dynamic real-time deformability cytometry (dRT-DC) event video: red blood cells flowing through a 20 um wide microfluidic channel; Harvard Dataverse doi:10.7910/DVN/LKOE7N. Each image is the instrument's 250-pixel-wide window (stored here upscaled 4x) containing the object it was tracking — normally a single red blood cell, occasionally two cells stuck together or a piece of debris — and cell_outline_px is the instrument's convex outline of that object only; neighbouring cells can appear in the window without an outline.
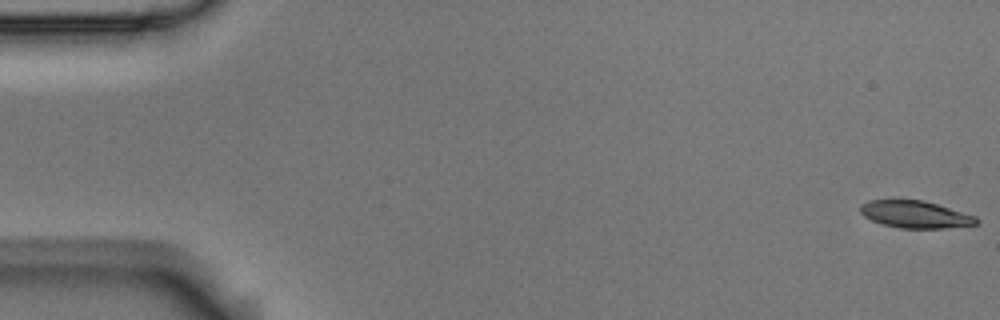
{"species": "Egyptian fruit bat (a non-hibernating species)", "species_latin": "Rousettus aegyptiacus", "temperature_condition": "room temperature", "stored_images_in_passage": 5, "camera_frame_rate_fps": 3000, "um_per_image_px": 0.085, "animal": {"sex": "male"}, "frame": {"image": 1, "passage_image": 1, "time_ms": 0.0, "image_size_px": [1000, 320], "cell_outline_px": [[980, 220], [976, 224], [944, 228], [900, 228], [884, 224], [872, 220], [864, 216], [860, 212], [860, 204], [868, 200], [924, 200], [976, 216]], "centroid_in_image_um": [77.79, 18.22], "position_along_channel_um": 7.2, "area_um2": 18.26}}
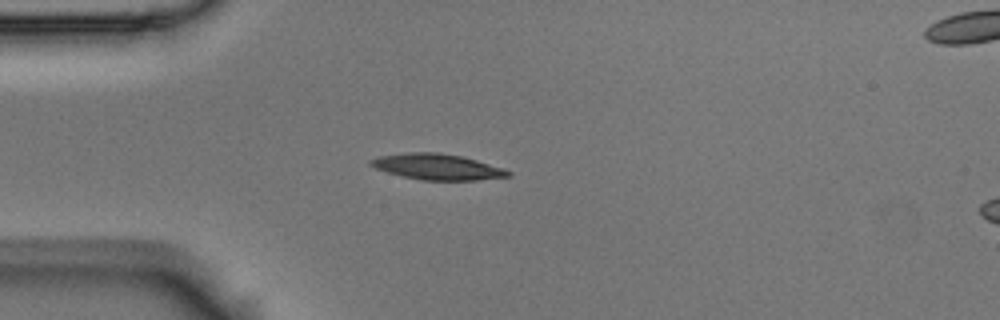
{"frame": {"image": 2, "passage_image": 4, "time_ms": 1.0, "image_size_px": [1000, 320], "cell_outline_px": [[512, 172], [508, 176], [476, 180], [420, 180], [388, 172], [376, 168], [368, 164], [368, 160], [380, 156], [408, 152], [440, 152], [460, 156], [476, 160], [504, 168]], "centroid_in_image_um": [37.15, 14.17], "position_along_channel_um": 47.8, "area_um2": 20.52}}